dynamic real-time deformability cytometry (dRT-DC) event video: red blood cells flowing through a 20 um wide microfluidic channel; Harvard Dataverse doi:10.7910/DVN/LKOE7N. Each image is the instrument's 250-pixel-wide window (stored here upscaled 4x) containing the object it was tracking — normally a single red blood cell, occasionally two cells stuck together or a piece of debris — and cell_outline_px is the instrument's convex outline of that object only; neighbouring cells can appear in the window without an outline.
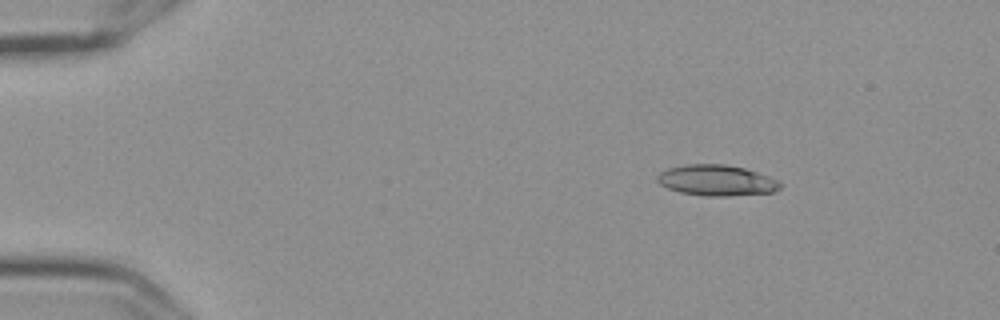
{"species": "Egyptian fruit bat (a non-hibernating species)", "species_latin": "Rousettus aegyptiacus", "temperature_condition": "cold", "stored_images_in_passage": 4, "camera_frame_rate_fps": 3000, "um_per_image_px": 0.085, "frame": {"image": 1, "passage_image": 2, "time_ms": 0.333, "image_size_px": [1000, 320], "cell_outline_px": [[780, 188], [772, 192], [728, 196], [704, 196], [680, 192], [668, 188], [660, 184], [656, 180], [656, 176], [660, 172], [668, 168], [688, 164], [724, 164], [744, 168], [768, 176], [776, 180], [780, 184]], "centroid_in_image_um": [60.86, 15.33], "position_along_channel_um": 24.1, "area_um2": 21.91}}